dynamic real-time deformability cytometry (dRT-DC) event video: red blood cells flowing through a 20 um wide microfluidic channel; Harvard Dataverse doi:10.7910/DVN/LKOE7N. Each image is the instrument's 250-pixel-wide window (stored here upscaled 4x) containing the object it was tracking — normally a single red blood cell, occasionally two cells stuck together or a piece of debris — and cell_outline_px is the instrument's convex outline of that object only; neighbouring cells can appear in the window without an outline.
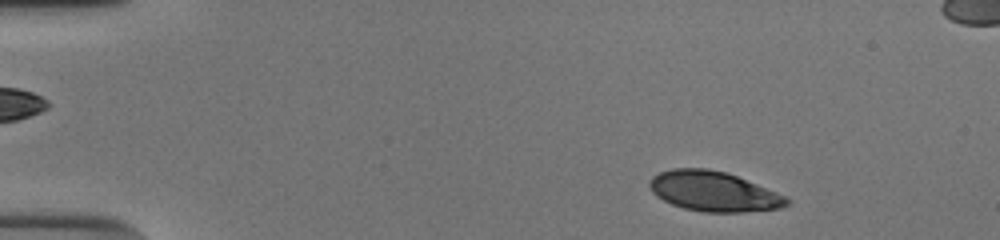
{"species": "human", "species_latin": "Homo sapiens", "temperature_condition": "cold", "stored_images_in_passage": 51, "segment_of_instrument_passage": [1, 2], "camera_frame_rate_fps": 3000, "um_per_image_px": 0.085, "donor": {"sex": "male"}, "frame": {"image": 1, "passage_image": 4, "time_ms": 1.0, "image_size_px": [1000, 240], "cell_outline_px": [[792, 204], [780, 208], [744, 212], [704, 212], [684, 208], [672, 204], [656, 196], [652, 192], [648, 184], [652, 176], [660, 172], [672, 168], [708, 168], [724, 172], [736, 176], [788, 196], [792, 200]], "centroid_in_image_um": [60.69, 16.27], "position_along_channel_um": 24.3, "area_um2": 32.08}}
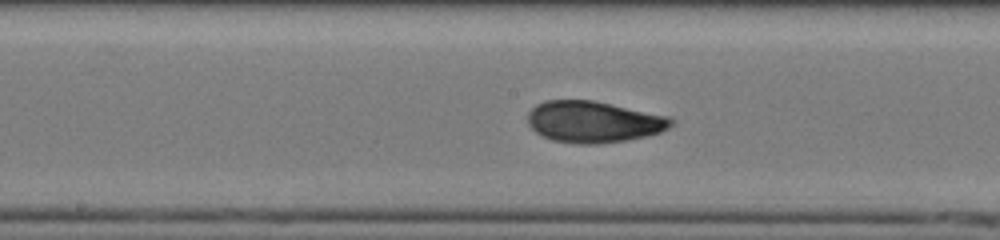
{"frame": {"image": 2, "passage_image": 25, "time_ms": 8.0, "image_size_px": [1000, 240], "cell_outline_px": [[676, 120], [668, 128], [660, 132], [644, 136], [624, 140], [596, 144], [576, 144], [552, 140], [540, 136], [528, 124], [528, 112], [536, 104], [544, 100], [592, 100], [668, 116]], "centroid_in_image_um": [50.41, 10.35], "position_along_channel_um": 197.8, "area_um2": 34.56}}
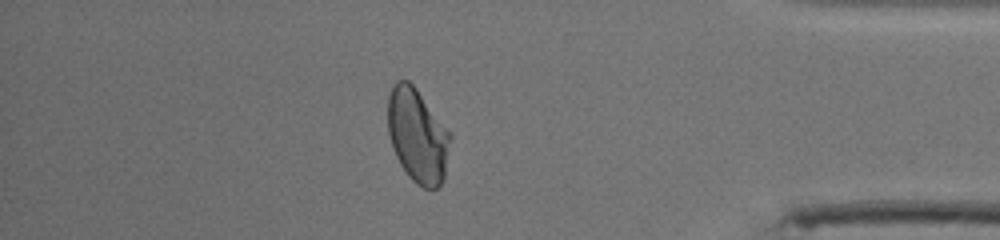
{"frame": {"image": 3, "passage_image": 43, "time_ms": 14.0, "image_size_px": [1000, 240], "cell_outline_px": [[452, 136], [444, 180], [436, 188], [424, 188], [416, 184], [408, 176], [400, 164], [396, 156], [388, 132], [388, 96], [396, 80], [408, 80], [416, 88], [452, 132]], "centroid_in_image_um": [35.52, 11.53], "position_along_channel_um": 399.7, "area_um2": 34.51}}